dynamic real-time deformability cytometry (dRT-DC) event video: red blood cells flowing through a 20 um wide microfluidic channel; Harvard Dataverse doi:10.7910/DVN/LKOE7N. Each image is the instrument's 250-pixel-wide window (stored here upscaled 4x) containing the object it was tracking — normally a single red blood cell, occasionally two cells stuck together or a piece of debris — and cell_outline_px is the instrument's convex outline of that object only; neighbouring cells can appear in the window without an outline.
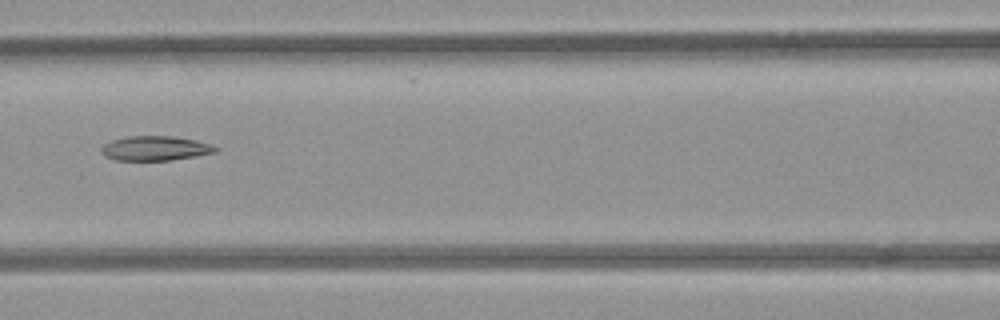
{"species": "common noctule bat (a hibernating species)", "species_latin": "Nyctalus noctula", "temperature_condition": "room temperature", "stored_images_in_passage": 6, "camera_frame_rate_fps": 3000, "um_per_image_px": 0.085, "animal": {"sex": "female", "body_mass_g": 21.9}, "frame": {"image": 1, "passage_image": 6, "time_ms": 6.0, "image_size_px": [1000, 320], "cell_outline_px": [[216, 152], [196, 156], [172, 160], [116, 160], [104, 156], [100, 152], [100, 148], [104, 144], [112, 140], [128, 136], [172, 136], [196, 140], [208, 144], [216, 148]], "centroid_in_image_um": [13.13, 12.61], "position_along_channel_um": 153.5, "area_um2": 16.24}}